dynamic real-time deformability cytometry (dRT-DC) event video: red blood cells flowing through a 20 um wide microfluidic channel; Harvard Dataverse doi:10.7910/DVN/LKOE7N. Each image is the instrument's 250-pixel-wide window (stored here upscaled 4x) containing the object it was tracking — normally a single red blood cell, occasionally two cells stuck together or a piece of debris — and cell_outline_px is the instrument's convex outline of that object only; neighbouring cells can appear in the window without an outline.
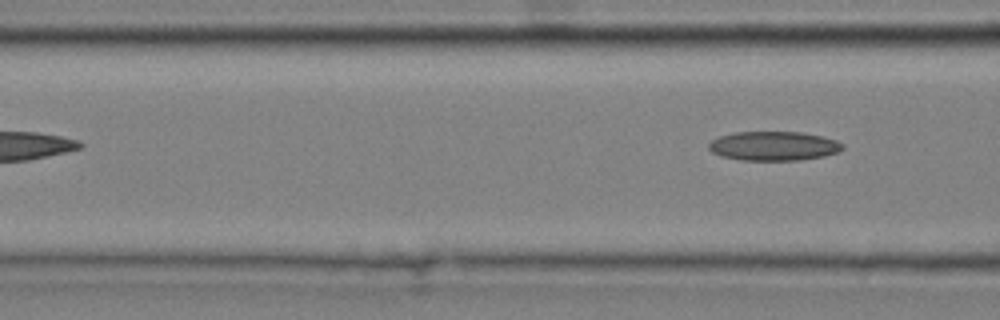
{"species": "common noctule bat (a hibernating species)", "species_latin": "Nyctalus noctula", "temperature_condition": "cold", "stored_images_in_passage": 6, "camera_frame_rate_fps": 3000, "um_per_image_px": 0.085, "animal": {"sex": "male", "body_mass_g": 20.4}, "frame": {"image": 1, "passage_image": 6, "time_ms": 1.667, "image_size_px": [1000, 320], "cell_outline_px": [[844, 148], [836, 152], [824, 156], [800, 160], [740, 160], [720, 156], [712, 152], [708, 148], [708, 144], [712, 140], [720, 136], [736, 132], [800, 132], [824, 136], [836, 140], [844, 144]], "centroid_in_image_um": [65.76, 12.41], "position_along_channel_um": 100.8, "area_um2": 22.83}}